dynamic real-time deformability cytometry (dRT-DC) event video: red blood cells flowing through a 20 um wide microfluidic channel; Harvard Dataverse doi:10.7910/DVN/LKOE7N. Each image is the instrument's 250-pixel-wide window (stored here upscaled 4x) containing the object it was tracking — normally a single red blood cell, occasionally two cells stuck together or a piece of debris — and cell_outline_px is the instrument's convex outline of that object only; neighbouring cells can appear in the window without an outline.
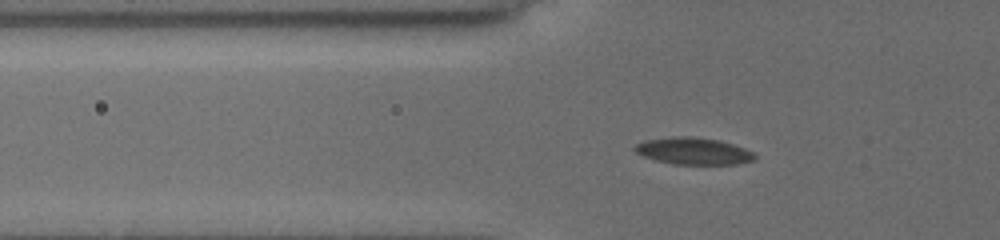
{"species": "common noctule bat (a hibernating species)", "species_latin": "Nyctalus noctula", "temperature_condition": "cold", "stored_images_in_passage": 53, "camera_frame_rate_fps": 3000, "um_per_image_px": 0.085, "animal": {"sex": "female", "body_mass_g": 19.5, "forearm_length_mm": 54.1}, "frame": {"image": 1, "passage_image": 18, "time_ms": 5.667, "image_size_px": [1000, 240], "cell_outline_px": [[756, 160], [736, 164], [672, 164], [656, 160], [644, 156], [636, 152], [632, 148], [636, 144], [648, 140], [684, 136], [688, 136], [720, 140], [744, 148], [752, 152], [756, 156]], "centroid_in_image_um": [58.97, 12.85], "position_along_channel_um": 66.8, "area_um2": 18.55}}
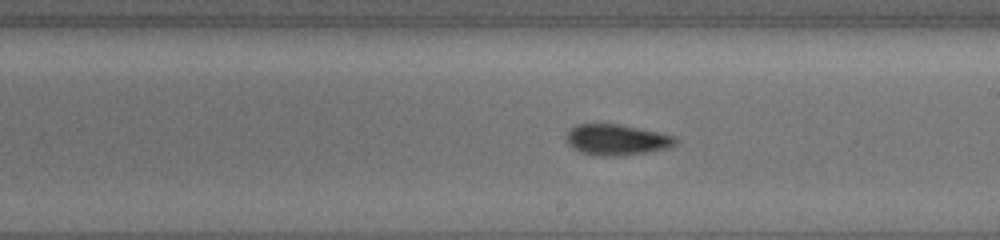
{"frame": {"image": 2, "passage_image": 32, "time_ms": 10.333, "image_size_px": [1000, 240], "cell_outline_px": [[676, 144], [668, 148], [648, 152], [620, 156], [596, 156], [580, 152], [572, 148], [568, 144], [564, 136], [576, 124], [620, 124], [656, 132], [672, 136], [676, 140]], "centroid_in_image_um": [52.35, 11.89], "position_along_channel_um": 236.6, "area_um2": 19.59}}
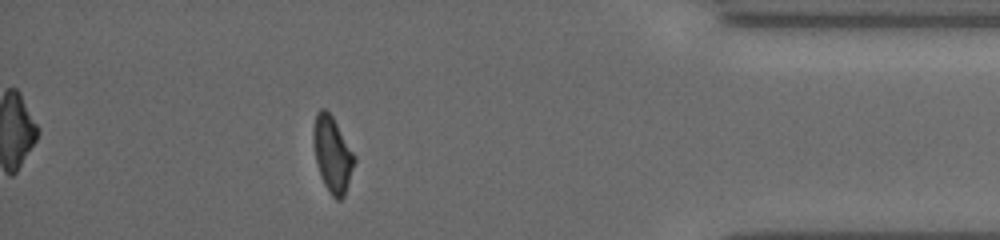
{"frame": {"image": 3, "passage_image": 48, "time_ms": 15.667, "image_size_px": [1000, 240], "cell_outline_px": [[356, 160], [344, 196], [340, 200], [336, 200], [328, 192], [324, 184], [316, 160], [316, 112], [320, 108], [324, 108], [332, 116], [356, 156]], "centroid_in_image_um": [28.32, 13.18], "position_along_channel_um": 406.9, "area_um2": 17.28}, "authors_computed_cell_mechanics": {"area_um2": 18.7272, "velocity_mm_per_s": 3.7726, "shape_relaxation_time_tau1_ms": 5.6632, "shape_relaxation_time_tau2_ms": 2.6986, "deformation_change_tau1": 0.127, "deformation_change_tau2": 0.069}}